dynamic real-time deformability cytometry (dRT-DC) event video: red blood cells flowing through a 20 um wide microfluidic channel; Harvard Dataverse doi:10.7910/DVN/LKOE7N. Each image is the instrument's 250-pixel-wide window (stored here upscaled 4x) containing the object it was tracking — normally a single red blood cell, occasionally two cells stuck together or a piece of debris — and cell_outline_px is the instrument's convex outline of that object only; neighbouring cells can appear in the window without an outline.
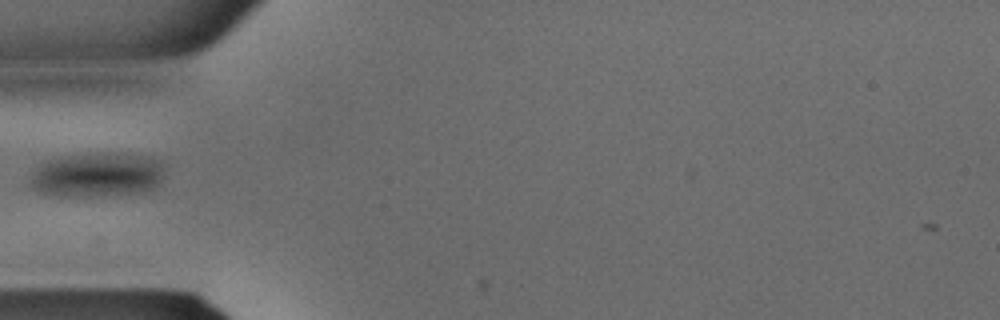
{"species": "common noctule bat (a hibernating species)", "species_latin": "Nyctalus noctula", "temperature_condition": "warm", "stored_images_in_passage": 4, "camera_frame_rate_fps": 3000, "um_per_image_px": 0.085, "animal": {"sex": "male", "body_mass_g": 15.6}, "frame": {"image": 1, "passage_image": 1, "time_ms": 0.0, "image_size_px": [1000, 320], "cell_outline_px": [[164, 176], [152, 188], [144, 192], [88, 196], [44, 192], [32, 188], [32, 176], [40, 164], [52, 160], [72, 156], [132, 156], [152, 160], [160, 164]], "centroid_in_image_um": [8.26, 14.92], "position_along_channel_um": 76.7, "area_um2": 31.96}}
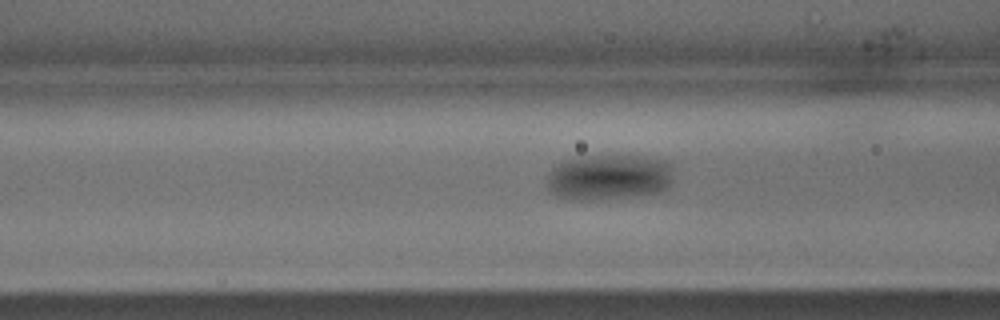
{"frame": {"image": 2, "passage_image": 3, "time_ms": 0.667, "image_size_px": [1000, 320], "cell_outline_px": [[672, 180], [664, 188], [656, 192], [628, 196], [580, 200], [572, 200], [560, 196], [552, 192], [548, 188], [548, 176], [552, 168], [560, 164], [572, 160], [624, 156], [664, 160], [668, 164]], "centroid_in_image_um": [51.73, 15.1], "position_along_channel_um": 114.9, "area_um2": 31.67}}